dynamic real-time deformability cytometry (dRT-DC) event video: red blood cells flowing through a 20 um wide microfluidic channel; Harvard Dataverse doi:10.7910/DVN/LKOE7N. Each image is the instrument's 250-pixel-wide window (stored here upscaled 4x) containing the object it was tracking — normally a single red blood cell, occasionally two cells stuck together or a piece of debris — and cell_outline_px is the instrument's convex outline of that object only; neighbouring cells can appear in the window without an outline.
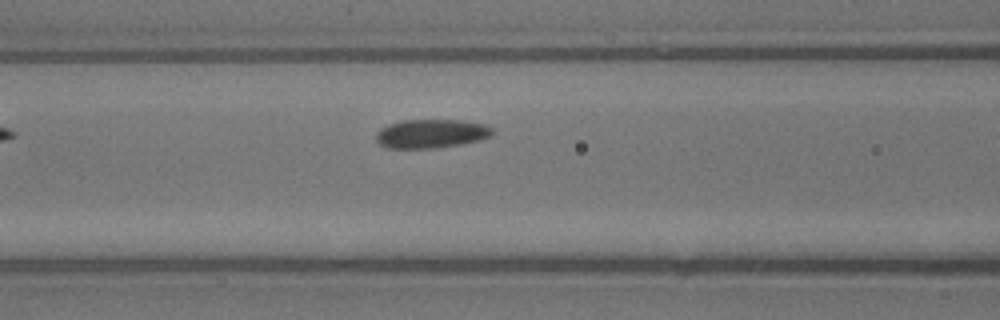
{"species": "common noctule bat (a hibernating species)", "species_latin": "Nyctalus noctula", "temperature_condition": "warm", "stored_images_in_passage": 5, "camera_frame_rate_fps": 3000, "um_per_image_px": 0.085, "animal": {"sex": "male", "body_mass_g": 13.3}, "frame": {"image": 1, "passage_image": 4, "time_ms": 1.0, "image_size_px": [1000, 320], "cell_outline_px": [[492, 136], [480, 140], [460, 144], [436, 148], [388, 148], [380, 144], [376, 140], [376, 132], [380, 128], [388, 124], [404, 120], [460, 120], [484, 124], [492, 128]], "centroid_in_image_um": [36.64, 11.36], "position_along_channel_um": 130.0, "area_um2": 19.54}}